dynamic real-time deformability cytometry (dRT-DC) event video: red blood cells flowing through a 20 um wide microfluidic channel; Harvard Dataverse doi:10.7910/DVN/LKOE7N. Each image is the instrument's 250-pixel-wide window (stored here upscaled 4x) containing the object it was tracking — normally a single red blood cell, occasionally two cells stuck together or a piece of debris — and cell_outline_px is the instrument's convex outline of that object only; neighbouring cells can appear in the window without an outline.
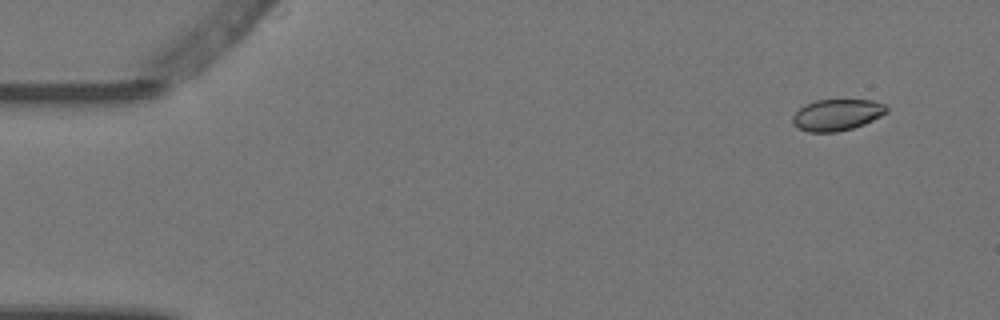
{"species": "Egyptian fruit bat (a non-hibernating species)", "species_latin": "Rousettus aegyptiacus", "temperature_condition": "warm", "stored_images_in_passage": 6, "camera_frame_rate_fps": 3000, "um_per_image_px": 0.085, "animal": {"sex": "female"}, "frame": {"image": 1, "passage_image": 2, "time_ms": 0.333, "image_size_px": [1000, 320], "cell_outline_px": [[888, 112], [864, 124], [852, 128], [836, 132], [808, 132], [792, 124], [792, 116], [804, 104], [816, 100], [872, 100], [888, 104]], "centroid_in_image_um": [71.15, 9.75], "position_along_channel_um": 13.8, "area_um2": 17.28}}
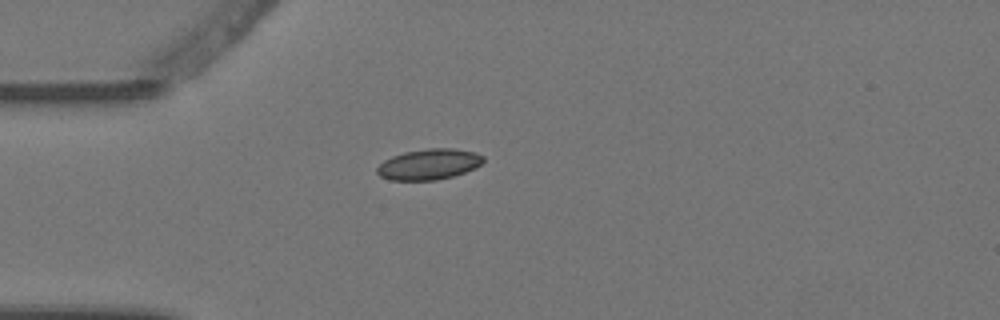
{"frame": {"image": 2, "passage_image": 5, "time_ms": 1.333, "image_size_px": [1000, 320], "cell_outline_px": [[484, 160], [476, 168], [452, 176], [436, 180], [388, 180], [380, 176], [376, 172], [376, 168], [384, 160], [392, 156], [404, 152], [428, 148], [452, 148], [476, 152], [484, 156]], "centroid_in_image_um": [36.45, 13.96], "position_along_channel_um": 48.5, "area_um2": 19.07}}